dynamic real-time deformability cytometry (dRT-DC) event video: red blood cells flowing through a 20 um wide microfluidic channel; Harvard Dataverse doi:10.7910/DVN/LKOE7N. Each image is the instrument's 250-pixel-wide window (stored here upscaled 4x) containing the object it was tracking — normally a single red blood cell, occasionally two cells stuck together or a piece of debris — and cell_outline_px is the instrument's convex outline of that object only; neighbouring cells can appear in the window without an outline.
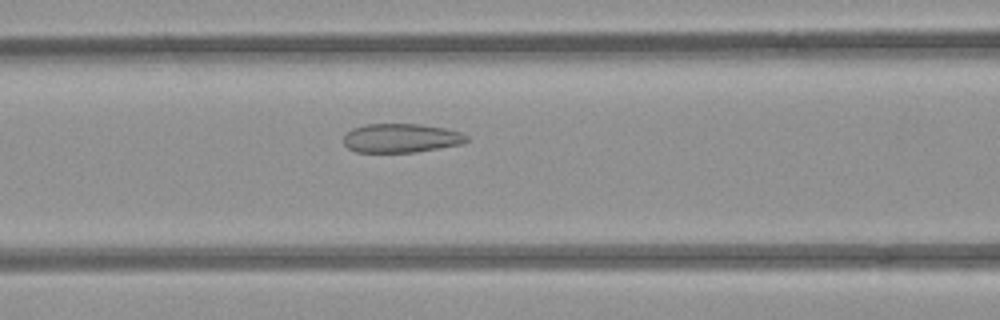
{"species": "common noctule bat (a hibernating species)", "species_latin": "Nyctalus noctula", "temperature_condition": "room temperature", "stored_images_in_passage": 53, "camera_frame_rate_fps": 3000, "um_per_image_px": 0.085, "animal": {"sex": "female", "body_mass_g": 21.9}, "frame": {"image": 1, "passage_image": 22, "time_ms": 7.0, "image_size_px": [1000, 320], "cell_outline_px": [[468, 140], [460, 144], [416, 152], [356, 152], [348, 148], [344, 144], [344, 136], [352, 128], [364, 124], [420, 124], [444, 128], [460, 132], [468, 136]], "centroid_in_image_um": [34.07, 11.73], "position_along_channel_um": 132.5, "area_um2": 20.69}}
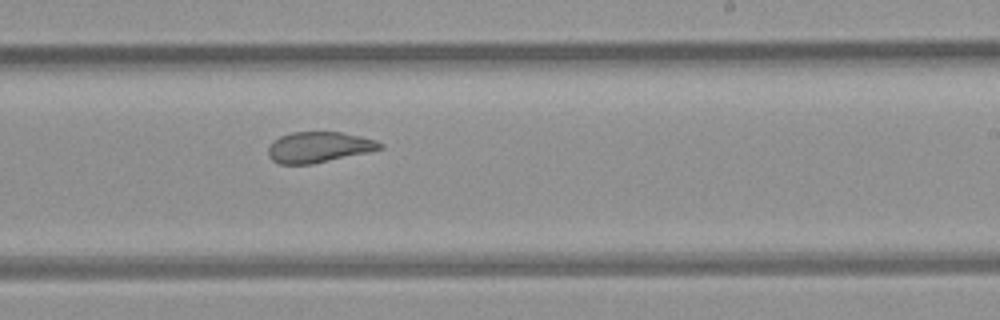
{"frame": {"image": 2, "passage_image": 32, "time_ms": 10.333, "image_size_px": [1000, 320], "cell_outline_px": [[384, 148], [368, 152], [312, 164], [280, 164], [272, 160], [268, 156], [268, 148], [280, 136], [292, 132], [344, 132], [376, 140], [384, 144]], "centroid_in_image_um": [27.13, 12.51], "position_along_channel_um": 261.9, "area_um2": 19.94}}
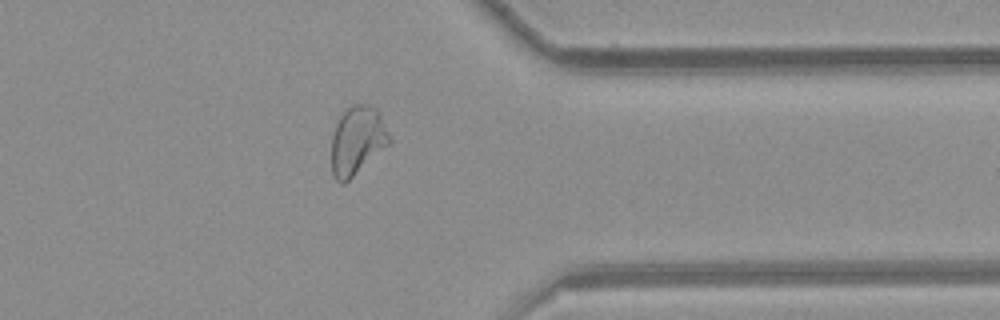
{"frame": {"image": 3, "passage_image": 42, "time_ms": 13.667, "image_size_px": [1000, 320], "cell_outline_px": [[392, 140], [388, 144], [344, 184], [340, 184], [336, 180], [332, 172], [332, 136], [336, 124], [340, 116], [352, 104], [368, 104], [376, 108], [380, 112]], "centroid_in_image_um": [30.37, 11.92], "position_along_channel_um": 381.0, "area_um2": 22.89}, "authors_computed_cell_mechanics": {"area_um2": 24.4494, "velocity_mm_per_s": 3.8861, "shape_relaxation_time_tau1_ms": null, "shape_relaxation_time_tau2_ms": 1.4586, "deformation_change_tau1": null, "deformation_change_tau2": 0.0721}}